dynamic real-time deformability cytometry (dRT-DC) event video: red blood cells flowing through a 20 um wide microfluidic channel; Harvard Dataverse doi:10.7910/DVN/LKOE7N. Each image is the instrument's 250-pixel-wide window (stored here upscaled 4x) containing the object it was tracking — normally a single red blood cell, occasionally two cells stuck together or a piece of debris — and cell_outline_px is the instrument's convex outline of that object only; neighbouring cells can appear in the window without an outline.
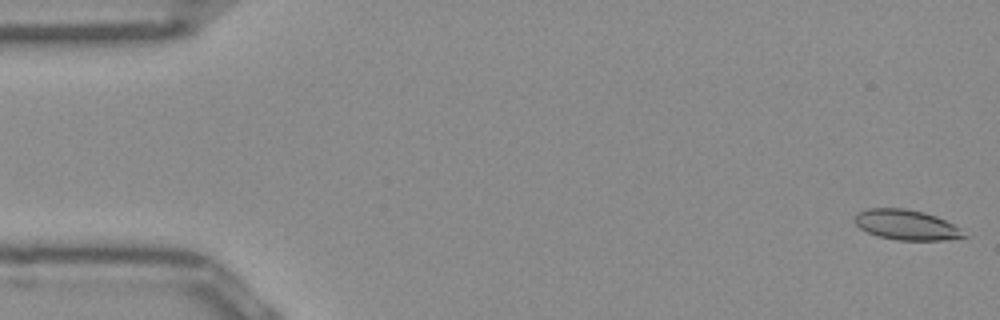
{"species": "Egyptian fruit bat (a non-hibernating species)", "species_latin": "Rousettus aegyptiacus", "temperature_condition": "room temperature", "stored_images_in_passage": 51, "camera_frame_rate_fps": 3000, "um_per_image_px": 0.085, "frame": {"image": 1, "passage_image": 1, "time_ms": 0.0, "image_size_px": [1000, 320], "cell_outline_px": [[968, 236], [944, 240], [896, 240], [880, 236], [868, 232], [860, 228], [852, 220], [860, 212], [868, 208], [904, 208], [924, 212], [936, 216], [960, 228]], "centroid_in_image_um": [77.04, 19.11], "position_along_channel_um": 8.0, "area_um2": 19.02}}
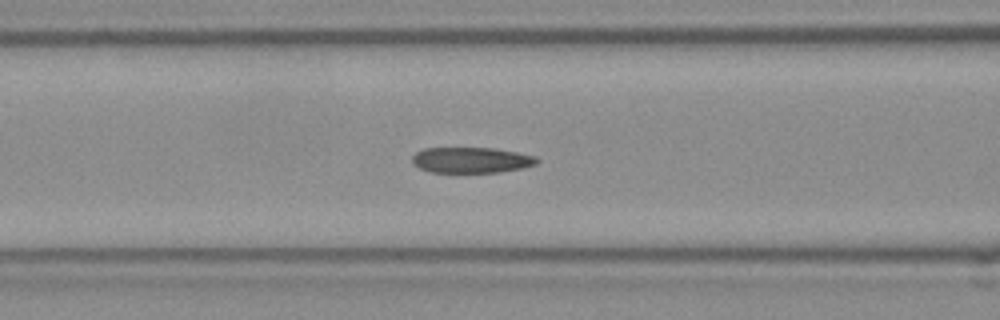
{"frame": {"image": 2, "passage_image": 20, "time_ms": 6.333, "image_size_px": [1000, 320], "cell_outline_px": [[540, 160], [536, 164], [520, 168], [500, 172], [432, 172], [420, 168], [412, 164], [412, 156], [416, 152], [424, 148], [496, 148], [536, 156]], "centroid_in_image_um": [40.05, 13.6], "position_along_channel_um": 126.5, "area_um2": 18.67}}
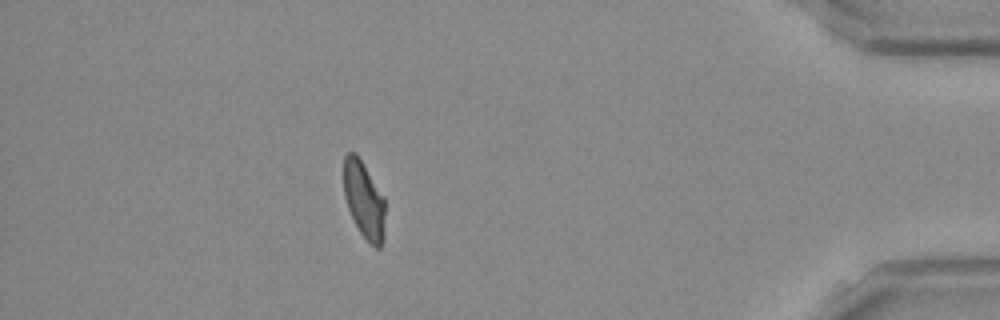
{"frame": {"image": 3, "passage_image": 45, "time_ms": 14.667, "image_size_px": [1000, 320], "cell_outline_px": [[384, 236], [380, 248], [376, 248], [360, 232], [348, 208], [344, 196], [344, 156], [348, 152], [356, 152], [384, 196]], "centroid_in_image_um": [30.94, 16.96], "position_along_channel_um": 404.3, "area_um2": 18.38}, "authors_computed_cell_mechanics": {"area_um2": 19.363, "velocity_mm_per_s": 3.9503, "shape_relaxation_time_tau1_ms": null, "shape_relaxation_time_tau2_ms": 2.3582, "deformation_change_tau1": null, "deformation_change_tau2": 0.0908}}